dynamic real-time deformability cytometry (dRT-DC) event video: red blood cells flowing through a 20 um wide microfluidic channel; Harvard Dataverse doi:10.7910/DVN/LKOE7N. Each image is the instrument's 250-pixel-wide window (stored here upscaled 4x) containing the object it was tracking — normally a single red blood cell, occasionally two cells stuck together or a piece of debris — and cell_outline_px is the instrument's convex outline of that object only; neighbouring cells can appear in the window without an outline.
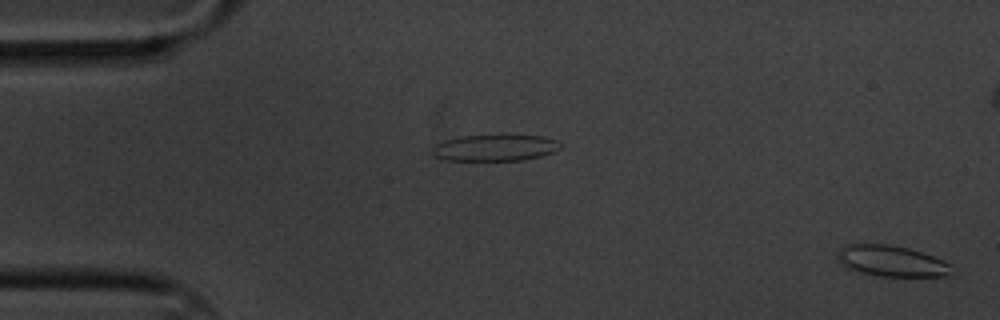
{"species": "common noctule bat (a hibernating species)", "species_latin": "Nyctalus noctula", "temperature_condition": "cold", "stored_images_in_passage": 4, "segment_of_instrument_passage": [2, 2], "camera_frame_rate_fps": 3000, "um_per_image_px": 0.085, "animal": {"sex": "male", "body_mass_g": 20.1, "forearm_length_mm": 53.5}, "frame": {"image": 1, "passage_image": 4, "time_ms": 1.0, "image_size_px": [1000, 320], "cell_outline_px": [[952, 264], [948, 276], [880, 276], [860, 272], [848, 268], [840, 264], [836, 256], [836, 252], [844, 244], [888, 244], [908, 248], [932, 256]], "centroid_in_image_um": [75.71, 22.18], "position_along_channel_um": 9.3, "area_um2": 20.58}}